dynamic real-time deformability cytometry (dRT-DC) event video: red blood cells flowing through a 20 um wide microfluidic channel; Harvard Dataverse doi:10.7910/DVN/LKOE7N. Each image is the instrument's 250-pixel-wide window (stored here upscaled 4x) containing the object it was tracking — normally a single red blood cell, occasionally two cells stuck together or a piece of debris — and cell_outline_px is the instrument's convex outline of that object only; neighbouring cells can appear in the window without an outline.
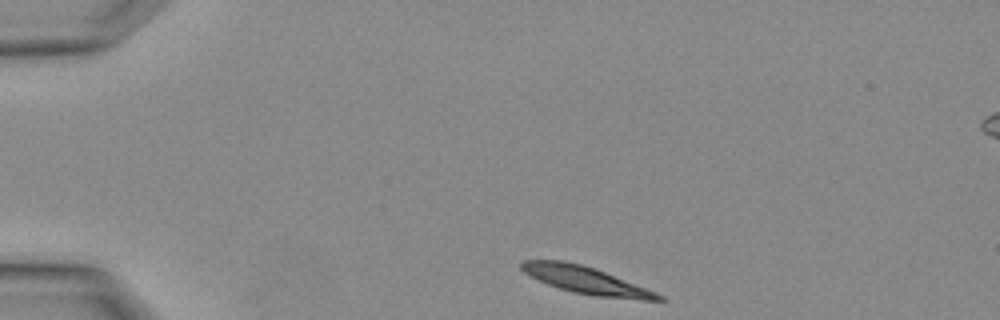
{"species": "Egyptian fruit bat (a non-hibernating species)", "species_latin": "Rousettus aegyptiacus", "temperature_condition": "warm", "stored_images_in_passage": 2, "camera_frame_rate_fps": 3000, "um_per_image_px": 0.085, "animal": {"sex": "female"}, "frame": {"image": 1, "passage_image": 1, "time_ms": 0.0, "image_size_px": [1000, 320], "cell_outline_px": [[668, 300], [640, 300], [596, 296], [572, 292], [548, 284], [524, 272], [520, 268], [520, 260], [564, 260], [580, 264], [604, 272], [656, 292], [664, 296]], "centroid_in_image_um": [49.81, 23.82], "position_along_channel_um": 35.2, "area_um2": 21.39}}